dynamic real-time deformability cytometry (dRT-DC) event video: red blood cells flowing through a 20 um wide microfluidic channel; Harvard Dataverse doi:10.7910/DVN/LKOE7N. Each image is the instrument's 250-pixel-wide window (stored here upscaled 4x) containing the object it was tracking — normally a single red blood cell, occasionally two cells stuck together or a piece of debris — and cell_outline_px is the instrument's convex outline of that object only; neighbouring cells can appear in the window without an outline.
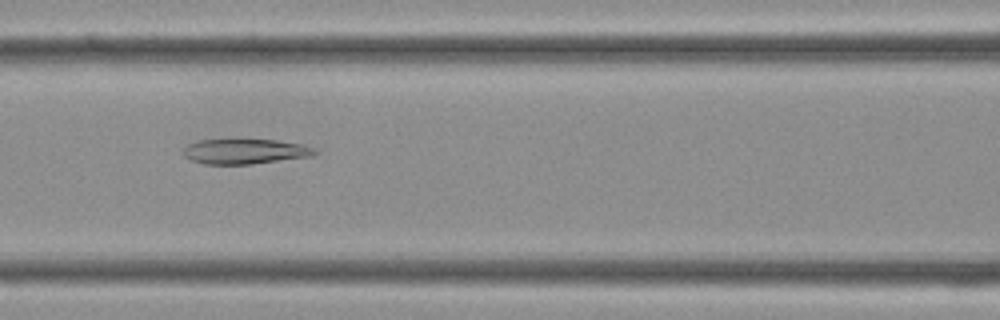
{"species": "Egyptian fruit bat (a non-hibernating species)", "species_latin": "Rousettus aegyptiacus", "temperature_condition": "cold", "stored_images_in_passage": 34, "camera_frame_rate_fps": 3000, "um_per_image_px": 0.085, "frame": {"image": 1, "passage_image": 14, "time_ms": 4.333, "image_size_px": [1000, 320], "cell_outline_px": [[320, 152], [312, 156], [252, 164], [204, 164], [192, 160], [184, 156], [184, 148], [188, 144], [200, 140], [240, 136], [276, 140], [304, 144], [316, 148]], "centroid_in_image_um": [20.86, 12.81], "position_along_channel_um": 145.7, "area_um2": 20.29}}
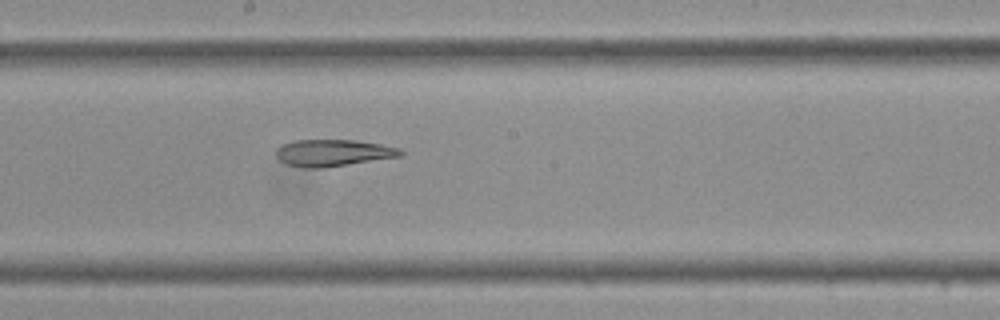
{"frame": {"image": 2, "passage_image": 18, "time_ms": 5.667, "image_size_px": [1000, 320], "cell_outline_px": [[404, 152], [400, 156], [320, 168], [308, 168], [288, 164], [280, 160], [276, 156], [276, 152], [284, 144], [296, 140], [356, 140], [380, 144], [400, 148]], "centroid_in_image_um": [28.33, 12.98], "position_along_channel_um": 219.9, "area_um2": 18.96}}
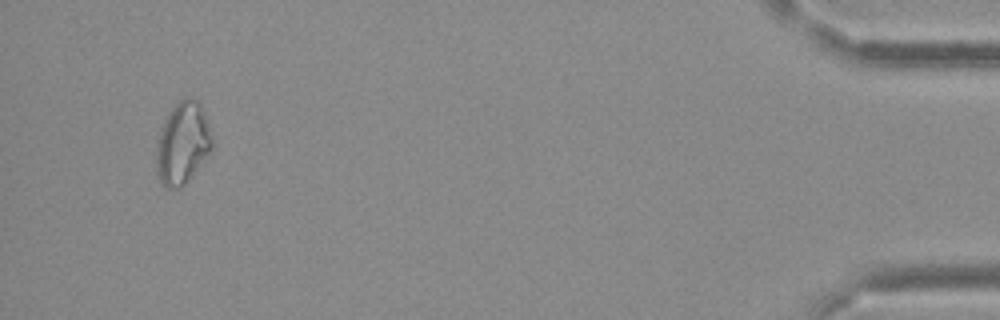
{"frame": {"image": 3, "passage_image": 33, "time_ms": 10.667, "image_size_px": [1000, 320], "cell_outline_px": [[212, 148], [184, 184], [180, 188], [168, 188], [160, 180], [156, 172], [156, 148], [160, 132], [164, 120], [168, 112], [184, 96], [192, 96], [200, 104], [212, 140]], "centroid_in_image_um": [15.48, 12.15], "position_along_channel_um": 419.7, "area_um2": 26.01}}